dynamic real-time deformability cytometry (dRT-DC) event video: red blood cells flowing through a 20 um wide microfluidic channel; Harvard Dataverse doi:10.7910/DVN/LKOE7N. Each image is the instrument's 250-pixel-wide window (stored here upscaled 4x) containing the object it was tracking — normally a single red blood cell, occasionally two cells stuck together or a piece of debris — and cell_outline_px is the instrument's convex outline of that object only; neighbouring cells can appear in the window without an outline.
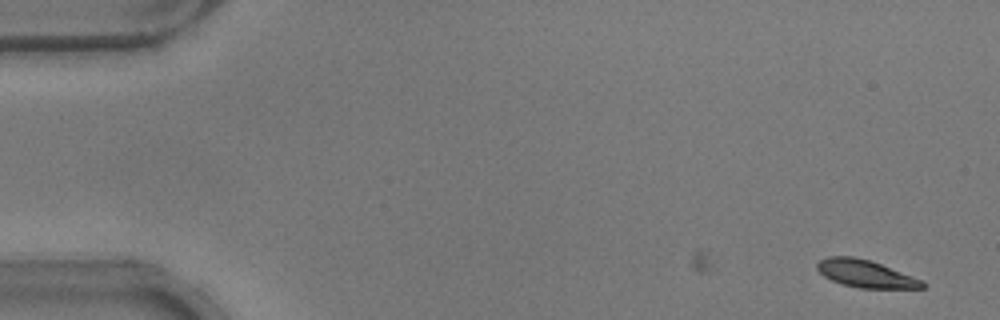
{"species": "common noctule bat (a hibernating species)", "species_latin": "Nyctalus noctula", "temperature_condition": "warm", "stored_images_in_passage": 13, "camera_frame_rate_fps": 3000, "um_per_image_px": 0.085, "animal": {"sex": "male", "body_mass_g": 17.9}, "frame": {"image": 1, "passage_image": 1, "time_ms": 0.0, "image_size_px": [1000, 320], "cell_outline_px": [[924, 288], [860, 288], [840, 284], [824, 276], [816, 268], [816, 264], [820, 260], [828, 256], [852, 256], [868, 260], [880, 264], [920, 280], [924, 284]], "centroid_in_image_um": [73.49, 23.26], "position_along_channel_um": 11.5, "area_um2": 16.42}}